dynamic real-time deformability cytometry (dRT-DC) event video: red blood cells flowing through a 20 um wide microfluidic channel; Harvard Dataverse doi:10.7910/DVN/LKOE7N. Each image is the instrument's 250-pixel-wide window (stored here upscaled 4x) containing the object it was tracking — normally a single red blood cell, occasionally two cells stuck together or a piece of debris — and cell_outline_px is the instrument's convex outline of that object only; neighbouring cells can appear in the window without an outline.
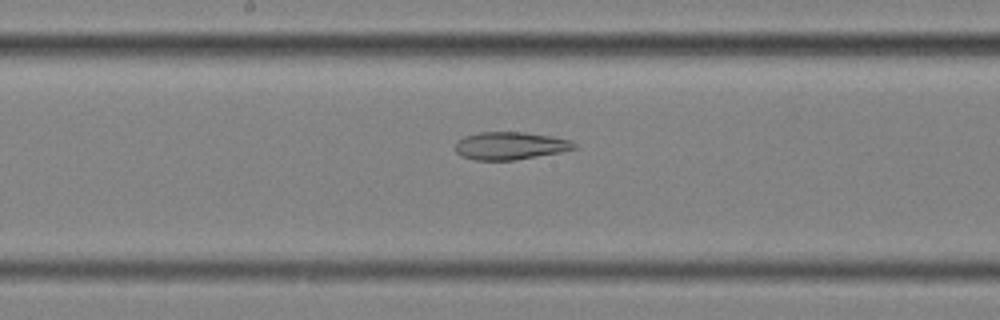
{"species": "common noctule bat (a hibernating species)", "species_latin": "Nyctalus noctula", "temperature_condition": "cold", "stored_images_in_passage": 58, "segment_of_instrument_passage": [2, 2], "camera_frame_rate_fps": 3000, "um_per_image_px": 0.085, "animal": {"sex": "female", "body_mass_g": 25.1}, "frame": {"image": 1, "passage_image": 31, "time_ms": 10.0, "image_size_px": [1000, 320], "cell_outline_px": [[576, 148], [560, 152], [512, 160], [476, 160], [460, 156], [456, 152], [456, 140], [464, 136], [480, 132], [524, 132], [552, 136], [572, 140], [576, 144]], "centroid_in_image_um": [43.35, 12.38], "position_along_channel_um": 204.9, "area_um2": 19.19}}
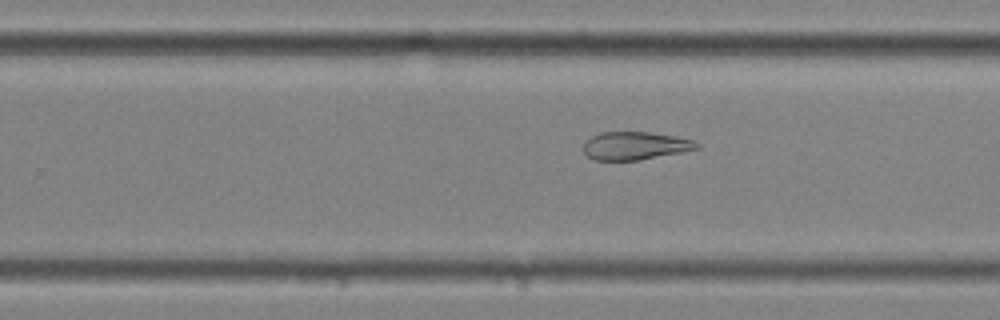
{"frame": {"image": 2, "passage_image": 37, "time_ms": 12.0, "image_size_px": [1000, 320], "cell_outline_px": [[700, 148], [640, 160], [596, 160], [588, 156], [584, 152], [584, 140], [600, 132], [648, 132], [672, 136], [692, 140], [700, 144]], "centroid_in_image_um": [53.95, 12.39], "position_along_channel_um": 275.8, "area_um2": 18.32}}
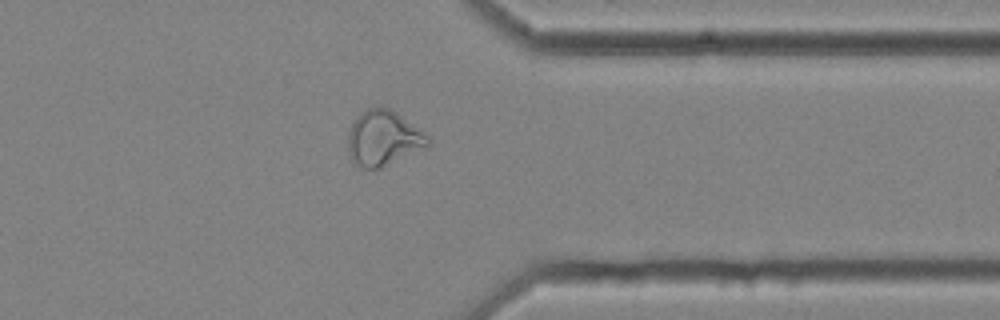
{"frame": {"image": 3, "passage_image": 46, "time_ms": 15.0, "image_size_px": [1000, 320], "cell_outline_px": [[432, 140], [428, 148], [380, 168], [364, 168], [352, 164], [348, 148], [348, 132], [356, 116], [360, 112], [368, 108], [388, 108], [396, 112], [428, 136]], "centroid_in_image_um": [32.59, 11.77], "position_along_channel_um": 378.8, "area_um2": 25.84}}